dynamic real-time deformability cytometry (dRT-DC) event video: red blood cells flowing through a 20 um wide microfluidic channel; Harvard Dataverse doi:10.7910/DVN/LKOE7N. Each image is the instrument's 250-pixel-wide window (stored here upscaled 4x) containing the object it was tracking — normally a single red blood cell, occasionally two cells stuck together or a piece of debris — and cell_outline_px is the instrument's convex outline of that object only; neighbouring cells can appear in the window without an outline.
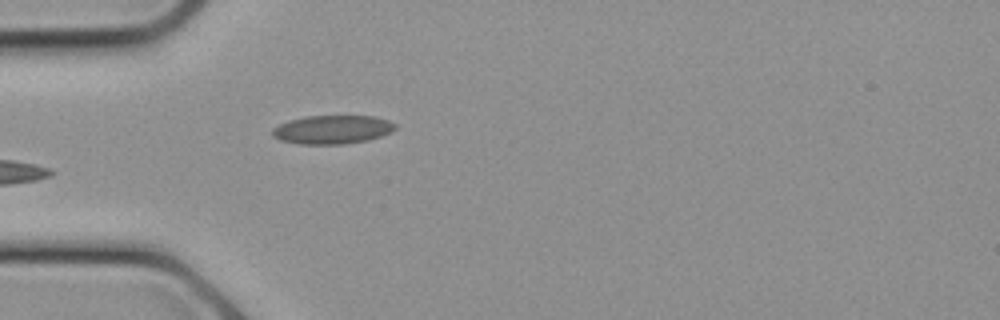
{"species": "common noctule bat (a hibernating species)", "species_latin": "Nyctalus noctula", "temperature_condition": "cold", "stored_images_in_passage": 4, "camera_frame_rate_fps": 3000, "um_per_image_px": 0.085, "animal": {"sex": "female", "body_mass_g": 21.9}, "frame": {"image": 1, "passage_image": 1, "time_ms": 0.0, "image_size_px": [1000, 320], "cell_outline_px": [[396, 128], [392, 132], [368, 140], [344, 144], [300, 144], [280, 140], [272, 136], [272, 128], [288, 120], [304, 116], [376, 116], [388, 120], [396, 124]], "centroid_in_image_um": [28.25, 11.01], "position_along_channel_um": 56.8, "area_um2": 20.63}}
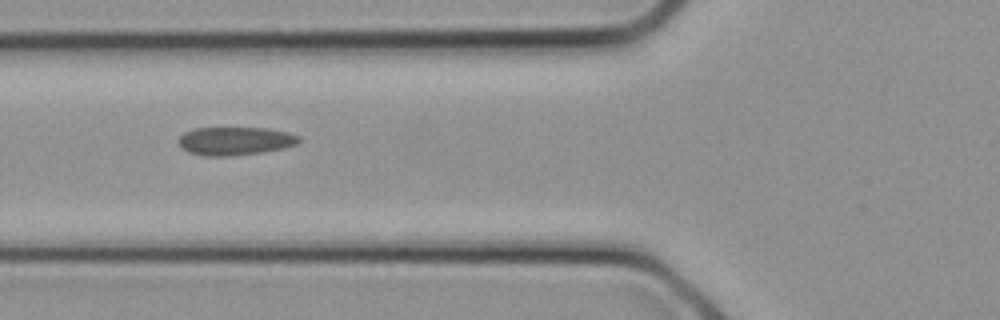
{"frame": {"image": 2, "passage_image": 3, "time_ms": 0.667, "image_size_px": [1000, 320], "cell_outline_px": [[300, 140], [296, 144], [284, 148], [264, 152], [228, 156], [204, 156], [188, 152], [180, 148], [176, 140], [184, 132], [196, 128], [268, 128], [288, 132], [300, 136]], "centroid_in_image_um": [19.95, 11.99], "position_along_channel_um": 105.8, "area_um2": 20.06}}